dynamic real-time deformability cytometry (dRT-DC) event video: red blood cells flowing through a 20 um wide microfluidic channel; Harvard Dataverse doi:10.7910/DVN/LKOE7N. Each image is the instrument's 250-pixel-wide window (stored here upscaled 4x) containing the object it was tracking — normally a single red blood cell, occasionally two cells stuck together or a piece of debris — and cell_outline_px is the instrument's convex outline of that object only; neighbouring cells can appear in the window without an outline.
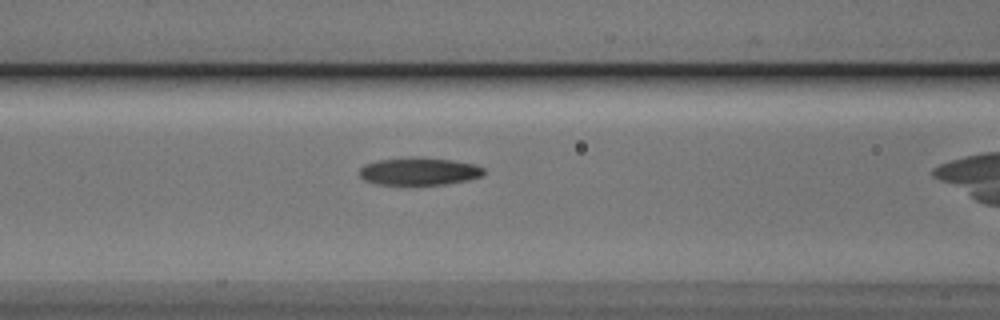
{"species": "Egyptian fruit bat (a non-hibernating species)", "species_latin": "Rousettus aegyptiacus", "temperature_condition": "cold", "stored_images_in_passage": 24, "camera_frame_rate_fps": 3000, "um_per_image_px": 0.085, "animal": {"sex": "male"}, "frame": {"image": 1, "passage_image": 4, "time_ms": 1.0, "image_size_px": [1000, 320], "cell_outline_px": [[484, 176], [468, 180], [444, 184], [380, 184], [364, 180], [360, 176], [360, 168], [364, 164], [376, 160], [412, 156], [452, 160], [476, 164], [484, 168]], "centroid_in_image_um": [35.64, 14.54], "position_along_channel_um": 131.0, "area_um2": 20.11}}
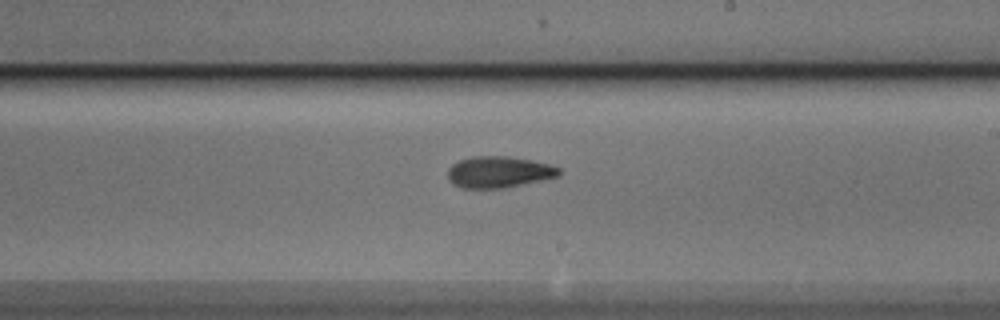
{"frame": {"image": 2, "passage_image": 13, "time_ms": 4.0, "image_size_px": [1000, 320], "cell_outline_px": [[560, 176], [504, 188], [464, 188], [452, 184], [448, 180], [448, 168], [452, 164], [460, 160], [472, 156], [508, 156], [532, 160], [552, 164], [560, 168]], "centroid_in_image_um": [42.41, 14.62], "position_along_channel_um": 246.6, "area_um2": 20.52}}
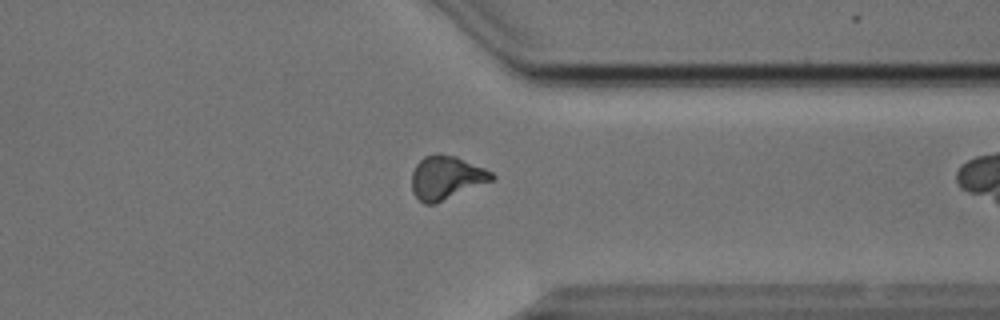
{"frame": {"image": 3, "passage_image": 23, "time_ms": 7.333, "image_size_px": [1000, 320], "cell_outline_px": [[496, 176], [492, 180], [436, 204], [424, 204], [412, 192], [412, 172], [416, 164], [424, 156], [436, 152], [440, 152], [456, 156], [484, 168], [492, 172]], "centroid_in_image_um": [37.91, 15.08], "position_along_channel_um": 373.5, "area_um2": 20.4}}